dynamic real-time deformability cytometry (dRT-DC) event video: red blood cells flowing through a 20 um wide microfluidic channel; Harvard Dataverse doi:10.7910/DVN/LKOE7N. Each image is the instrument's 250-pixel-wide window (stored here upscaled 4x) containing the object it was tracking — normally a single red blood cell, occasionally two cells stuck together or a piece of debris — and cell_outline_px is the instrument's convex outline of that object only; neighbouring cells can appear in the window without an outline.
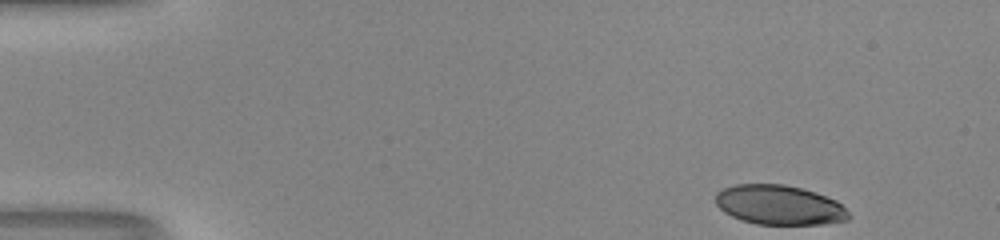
{"species": "human", "species_latin": "Homo sapiens", "temperature_condition": "room temperature", "stored_images_in_passage": 47, "camera_frame_rate_fps": 3000, "um_per_image_px": 0.085, "donor": {"sex": "male"}, "frame": {"image": 1, "passage_image": 1, "time_ms": 0.0, "image_size_px": [1000, 240], "cell_outline_px": [[852, 216], [848, 220], [824, 224], [756, 224], [740, 220], [724, 212], [716, 204], [716, 192], [724, 188], [736, 184], [784, 184], [816, 192], [836, 200]], "centroid_in_image_um": [66.24, 17.43], "position_along_channel_um": 18.8, "area_um2": 30.75}}
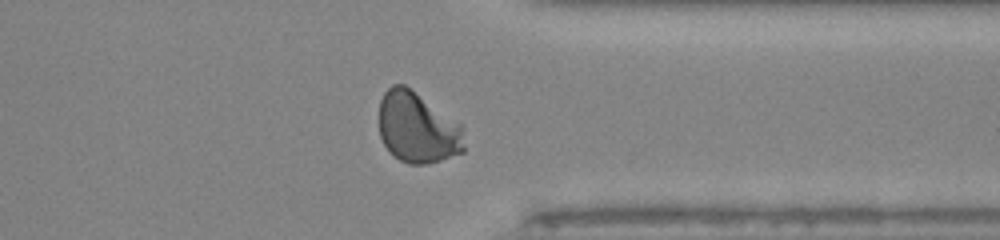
{"frame": {"image": 2, "passage_image": 36, "time_ms": 11.667, "image_size_px": [1000, 240], "cell_outline_px": [[464, 152], [428, 164], [408, 164], [392, 156], [388, 152], [380, 136], [380, 100], [384, 92], [392, 84], [404, 84], [460, 124], [464, 128]], "centroid_in_image_um": [35.47, 10.88], "position_along_channel_um": 375.9, "area_um2": 35.2}}
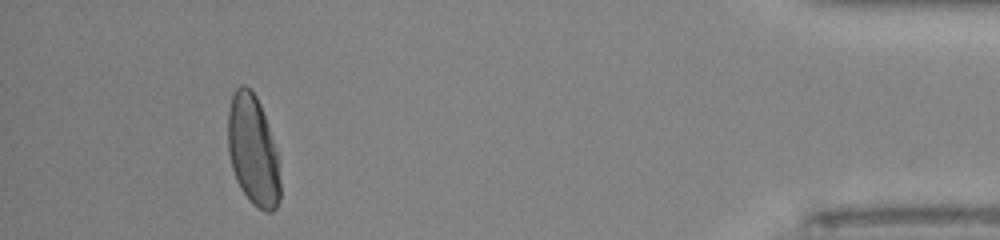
{"frame": {"image": 3, "passage_image": 43, "time_ms": 14.0, "image_size_px": [1000, 240], "cell_outline_px": [[280, 200], [276, 208], [272, 212], [264, 212], [252, 204], [240, 188], [236, 180], [232, 168], [228, 152], [228, 112], [232, 96], [236, 88], [240, 84], [244, 84], [256, 96], [260, 104], [268, 124], [276, 152], [280, 180]], "centroid_in_image_um": [21.5, 12.82], "position_along_channel_um": 413.7, "area_um2": 33.58}, "authors_computed_cell_mechanics": {"area_um2": 34.0442, "velocity_mm_per_s": 4.1101, "shape_relaxation_time_tau1_ms": 4.177, "shape_relaxation_time_tau2_ms": null, "deformation_change_tau1": 0.1897, "deformation_change_tau2": null}}